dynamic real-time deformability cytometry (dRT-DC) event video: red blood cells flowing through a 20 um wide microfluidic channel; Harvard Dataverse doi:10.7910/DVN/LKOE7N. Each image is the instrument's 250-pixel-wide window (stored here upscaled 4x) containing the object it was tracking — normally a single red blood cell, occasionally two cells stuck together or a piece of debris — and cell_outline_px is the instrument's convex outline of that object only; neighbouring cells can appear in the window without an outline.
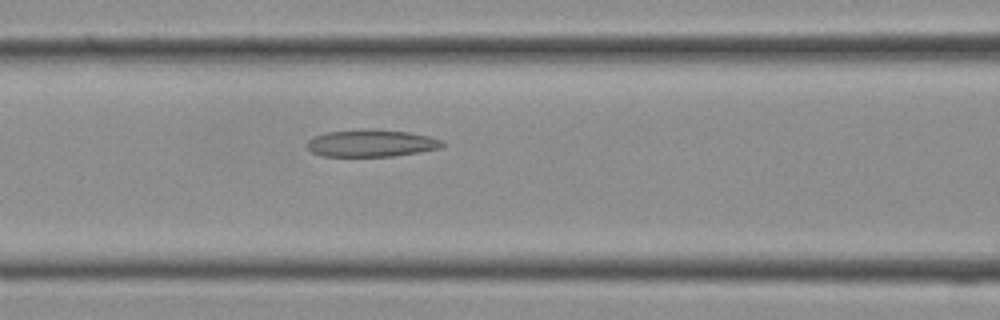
{"species": "Egyptian fruit bat (a non-hibernating species)", "species_latin": "Rousettus aegyptiacus", "temperature_condition": "cold", "stored_images_in_passage": 14, "camera_frame_rate_fps": 3000, "um_per_image_px": 0.085, "frame": {"image": 1, "passage_image": 12, "time_ms": 3.667, "image_size_px": [1000, 320], "cell_outline_px": [[448, 144], [440, 148], [420, 152], [392, 156], [320, 156], [312, 152], [308, 148], [308, 140], [316, 136], [328, 132], [408, 132], [428, 136], [444, 140]], "centroid_in_image_um": [31.64, 12.23], "position_along_channel_um": 135.0, "area_um2": 20.35}}
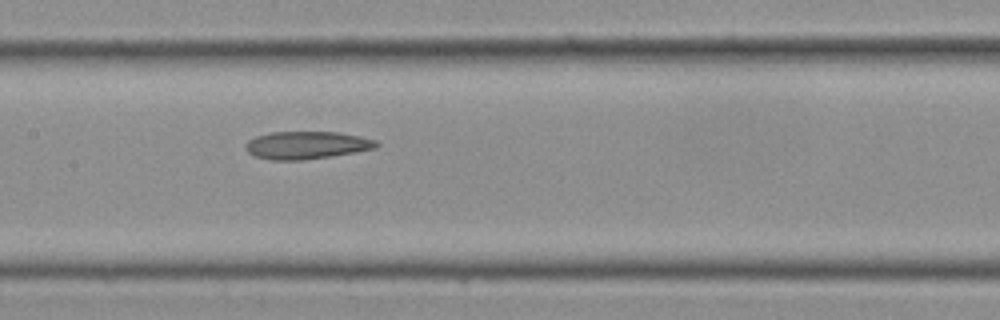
{"frame": {"image": 2, "passage_image": 14, "time_ms": 4.333, "image_size_px": [1000, 320], "cell_outline_px": [[380, 144], [376, 148], [356, 152], [300, 160], [272, 160], [252, 156], [244, 148], [244, 144], [248, 140], [256, 136], [272, 132], [340, 132], [360, 136], [376, 140]], "centroid_in_image_um": [26.04, 12.33], "position_along_channel_um": 181.4, "area_um2": 21.15}}